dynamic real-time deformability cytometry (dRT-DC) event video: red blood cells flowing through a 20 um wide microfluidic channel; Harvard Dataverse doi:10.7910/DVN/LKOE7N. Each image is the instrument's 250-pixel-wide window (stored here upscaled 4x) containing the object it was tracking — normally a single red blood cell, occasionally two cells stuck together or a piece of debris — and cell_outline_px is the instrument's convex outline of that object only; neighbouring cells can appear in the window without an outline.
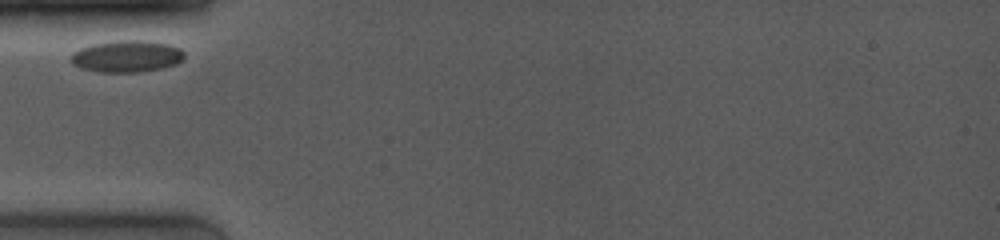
{"species": "common noctule bat (a hibernating species)", "species_latin": "Nyctalus noctula", "temperature_condition": "room temperature", "stored_images_in_passage": 9, "camera_frame_rate_fps": 4000, "um_per_image_px": 0.085, "animal": {"sex": "female", "body_mass_g": 19.0, "forearm_length_mm": 53.3}, "frame": {"image": 1, "passage_image": 1, "time_ms": 0.0, "image_size_px": [1000, 240], "cell_outline_px": [[184, 56], [176, 64], [164, 68], [140, 72], [100, 72], [80, 68], [72, 64], [72, 52], [80, 48], [92, 44], [116, 40], [140, 40], [168, 44], [180, 48], [184, 52]], "centroid_in_image_um": [10.77, 4.79], "position_along_channel_um": 74.2, "area_um2": 21.04}}
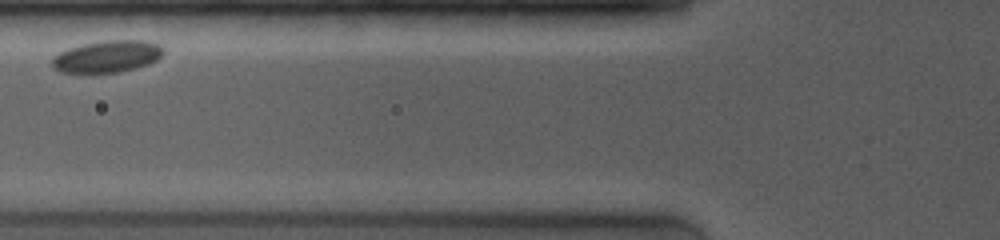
{"frame": {"image": 2, "passage_image": 3, "time_ms": 1.25, "image_size_px": [1000, 240], "cell_outline_px": [[164, 52], [156, 60], [148, 64], [136, 68], [120, 72], [88, 76], [80, 76], [60, 72], [52, 64], [52, 60], [60, 52], [68, 48], [84, 44], [104, 40], [144, 40], [160, 44], [164, 48]], "centroid_in_image_um": [9.09, 4.85], "position_along_channel_um": 116.7, "area_um2": 21.5}}
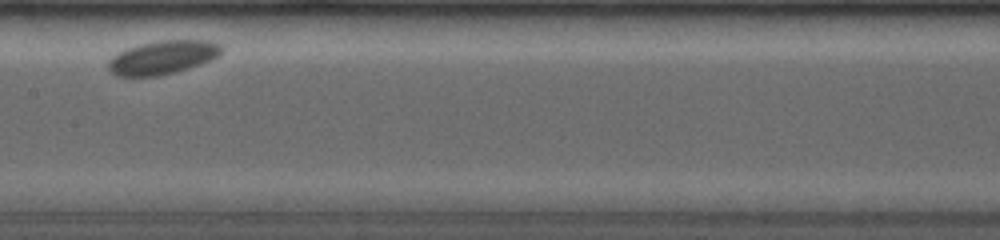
{"frame": {"image": 3, "passage_image": 6, "time_ms": 3.5, "image_size_px": [1000, 240], "cell_outline_px": [[224, 48], [220, 56], [212, 60], [176, 72], [156, 76], [116, 76], [108, 68], [108, 60], [112, 56], [124, 48], [156, 40], [208, 40], [220, 44]], "centroid_in_image_um": [13.84, 4.86], "position_along_channel_um": 193.6, "area_um2": 22.48}}